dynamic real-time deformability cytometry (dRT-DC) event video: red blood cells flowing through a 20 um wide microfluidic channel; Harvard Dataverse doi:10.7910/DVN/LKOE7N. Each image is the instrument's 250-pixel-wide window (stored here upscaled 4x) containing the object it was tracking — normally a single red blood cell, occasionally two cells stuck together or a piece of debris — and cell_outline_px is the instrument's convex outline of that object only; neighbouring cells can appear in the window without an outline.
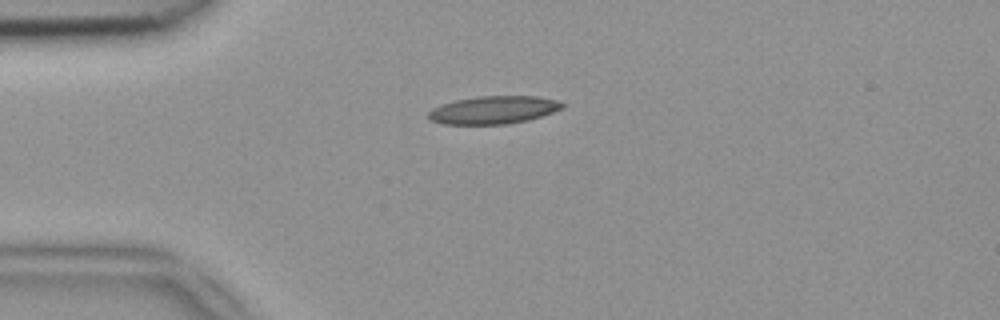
{"species": "common noctule bat (a hibernating species)", "species_latin": "Nyctalus noctula", "temperature_condition": "room temperature", "stored_images_in_passage": 39, "camera_frame_rate_fps": 3000, "um_per_image_px": 0.085, "animal": {"sex": "female", "body_mass_g": 18.4}, "frame": {"image": 1, "passage_image": 1, "time_ms": 0.0, "image_size_px": [1000, 320], "cell_outline_px": [[564, 108], [528, 120], [508, 124], [444, 124], [428, 120], [428, 112], [432, 108], [456, 100], [476, 96], [536, 96], [556, 100], [564, 104]], "centroid_in_image_um": [41.93, 9.35], "position_along_channel_um": 43.1, "area_um2": 21.68}}
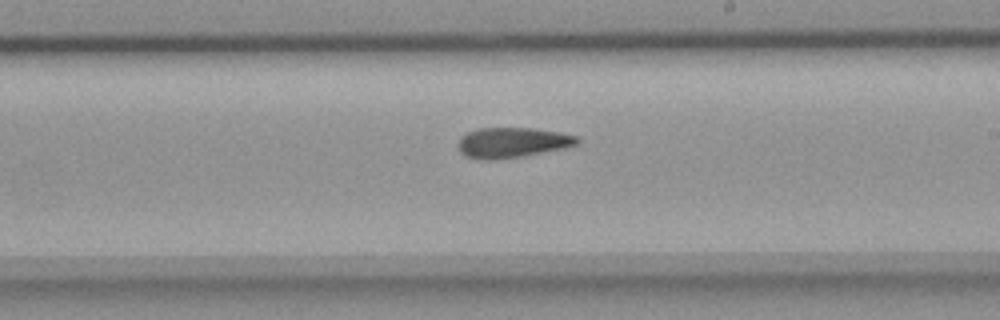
{"frame": {"image": 2, "passage_image": 18, "time_ms": 5.667, "image_size_px": [1000, 320], "cell_outline_px": [[580, 140], [576, 144], [564, 148], [520, 156], [496, 160], [476, 160], [464, 156], [460, 152], [460, 136], [468, 132], [480, 128], [532, 128], [560, 132], [576, 136]], "centroid_in_image_um": [43.51, 12.12], "position_along_channel_um": 245.5, "area_um2": 20.87}}
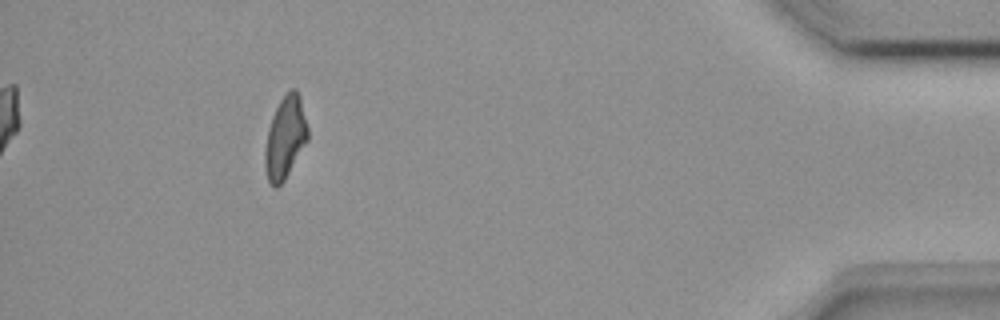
{"frame": {"image": 3, "passage_image": 35, "time_ms": 11.333, "image_size_px": [1000, 320], "cell_outline_px": [[308, 140], [284, 180], [276, 188], [268, 180], [264, 164], [264, 152], [268, 128], [272, 116], [280, 100], [292, 88], [296, 88], [300, 96], [308, 128]], "centroid_in_image_um": [24.24, 11.68], "position_along_channel_um": 411.0, "area_um2": 20.35}, "authors_computed_cell_mechanics": {"area_um2": 20.9814, "velocity_mm_per_s": 3.9501, "shape_relaxation_time_tau1_ms": null, "shape_relaxation_time_tau2_ms": 3.9588, "deformation_change_tau1": null, "deformation_change_tau2": 0.1337}}